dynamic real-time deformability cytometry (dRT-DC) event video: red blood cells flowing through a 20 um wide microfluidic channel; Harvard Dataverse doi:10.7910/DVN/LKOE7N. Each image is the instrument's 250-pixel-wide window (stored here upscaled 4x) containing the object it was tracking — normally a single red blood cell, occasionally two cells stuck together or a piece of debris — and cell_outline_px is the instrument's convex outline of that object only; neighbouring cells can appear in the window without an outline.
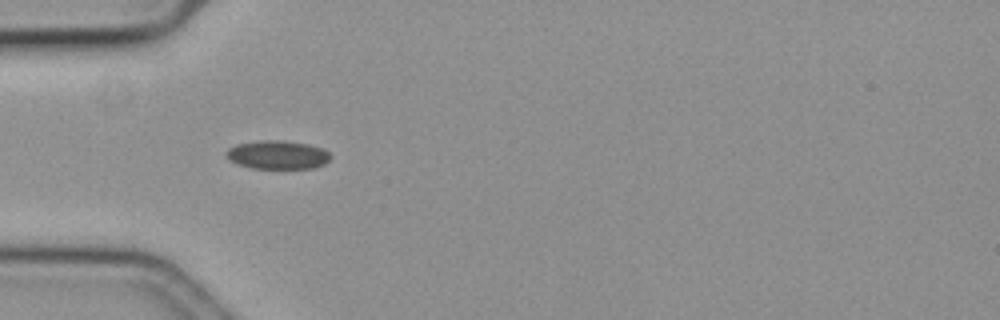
{"species": "common noctule bat (a hibernating species)", "species_latin": "Nyctalus noctula", "temperature_condition": "cold", "stored_images_in_passage": 22, "camera_frame_rate_fps": 3000, "um_per_image_px": 0.085, "animal": {"sex": "female", "body_mass_g": 19.3, "forearm_length_mm": 54.1}, "frame": {"image": 1, "passage_image": 1, "time_ms": 0.0, "image_size_px": [1000, 320], "cell_outline_px": [[332, 156], [324, 164], [312, 168], [252, 168], [236, 164], [228, 156], [228, 148], [236, 144], [260, 140], [284, 140], [308, 144], [324, 148]], "centroid_in_image_um": [23.63, 13.15], "position_along_channel_um": 61.4, "area_um2": 17.28}}